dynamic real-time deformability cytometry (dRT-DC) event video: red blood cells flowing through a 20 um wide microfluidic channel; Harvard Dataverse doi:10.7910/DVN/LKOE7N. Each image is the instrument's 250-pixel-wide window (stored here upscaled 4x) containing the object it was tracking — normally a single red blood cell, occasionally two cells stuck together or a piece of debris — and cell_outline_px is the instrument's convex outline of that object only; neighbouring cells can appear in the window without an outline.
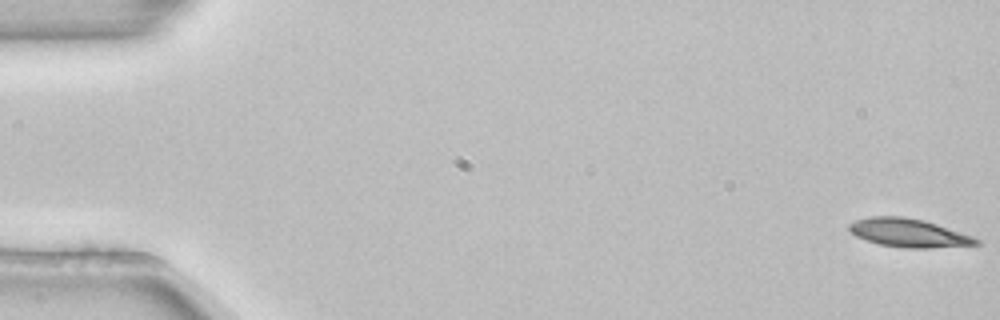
{"species": "common noctule bat (a hibernating species)", "species_latin": "Nyctalus noctula", "temperature_condition": "room temperature", "stored_images_in_passage": 55, "segment_of_instrument_passage": [1, 2], "camera_frame_rate_fps": 3000, "um_per_image_px": 0.085, "animal": {"sex": "female", "body_mass_g": 22.7, "forearm_length_mm": 54.2}, "frame": {"image": 1, "passage_image": 1, "time_ms": 0.0, "image_size_px": [1000, 320], "cell_outline_px": [[980, 244], [928, 248], [904, 248], [880, 244], [856, 236], [848, 228], [848, 224], [856, 220], [868, 216], [904, 216], [924, 220], [972, 236], [980, 240]], "centroid_in_image_um": [77.22, 19.78], "position_along_channel_um": 7.8, "area_um2": 20.87}}
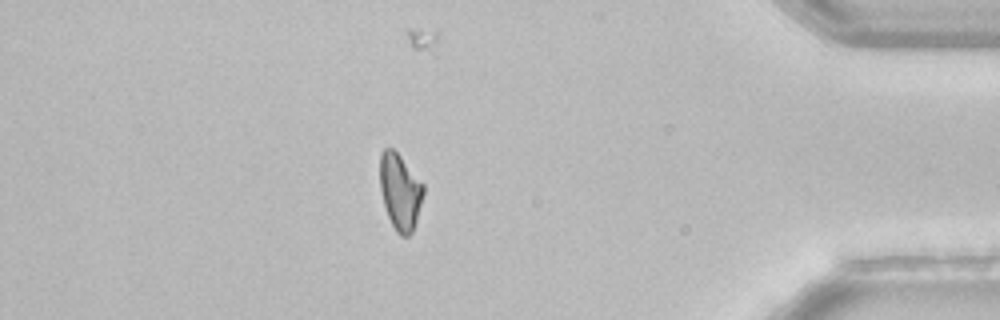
{"frame": {"image": 2, "passage_image": 47, "time_ms": 15.333, "image_size_px": [1000, 320], "cell_outline_px": [[424, 192], [416, 220], [412, 232], [408, 236], [400, 236], [396, 232], [388, 216], [384, 204], [380, 188], [380, 152], [384, 148], [392, 148], [400, 156], [424, 184]], "centroid_in_image_um": [34.0, 16.28], "position_along_channel_um": 401.2, "area_um2": 19.13}}